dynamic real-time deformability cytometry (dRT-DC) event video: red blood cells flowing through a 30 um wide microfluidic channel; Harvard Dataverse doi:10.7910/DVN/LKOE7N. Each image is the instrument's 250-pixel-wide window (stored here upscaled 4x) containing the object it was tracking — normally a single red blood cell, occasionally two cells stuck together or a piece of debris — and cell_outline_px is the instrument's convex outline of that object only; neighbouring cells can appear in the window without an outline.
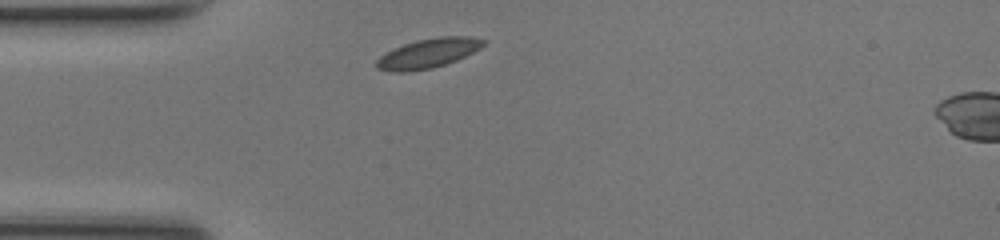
{"species": "common noctule bat (a hibernating species)", "species_latin": "Nyctalus noctula", "temperature_condition": "room temperature", "stored_images_in_passage": 29, "camera_frame_rate_fps": 3000, "um_per_image_px": 0.085, "animal": {"sex": "female", "body_mass_g": 17.0, "forearm_length_mm": 48.0}, "frame": {"image": 1, "passage_image": 1, "time_ms": 0.0, "image_size_px": [1000, 240], "cell_outline_px": [[488, 40], [480, 48], [456, 60], [432, 68], [404, 72], [392, 72], [376, 68], [376, 60], [380, 56], [404, 44], [416, 40], [440, 36], [472, 36]], "centroid_in_image_um": [36.41, 4.52], "position_along_channel_um": 48.6, "area_um2": 18.21}}
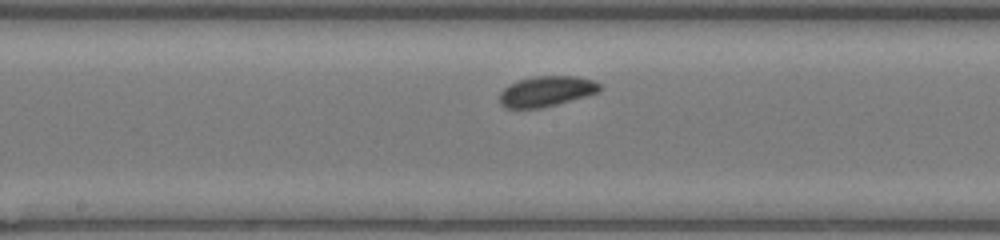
{"frame": {"image": 2, "passage_image": 13, "time_ms": 4.0, "image_size_px": [1000, 240], "cell_outline_px": [[604, 88], [600, 92], [556, 104], [540, 108], [504, 108], [500, 104], [500, 92], [508, 84], [532, 76], [576, 76], [592, 80], [600, 84]], "centroid_in_image_um": [46.45, 7.75], "position_along_channel_um": 201.8, "area_um2": 17.8}}
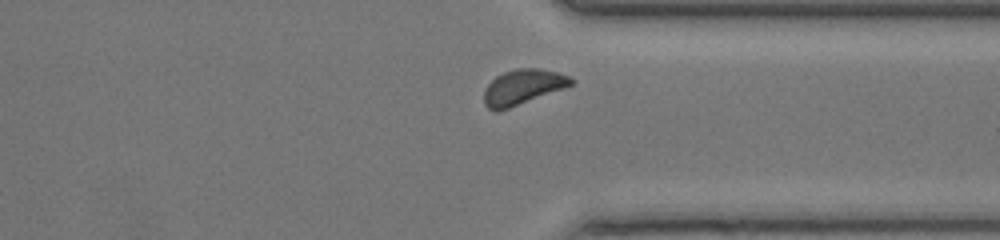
{"frame": {"image": 3, "passage_image": 25, "time_ms": 8.0, "image_size_px": [1000, 240], "cell_outline_px": [[576, 84], [508, 108], [496, 112], [488, 108], [484, 104], [484, 92], [488, 84], [496, 76], [504, 72], [516, 68], [540, 68], [556, 72], [568, 76], [576, 80]], "centroid_in_image_um": [44.46, 7.39], "position_along_channel_um": 366.9, "area_um2": 17.8}, "authors_computed_cell_mechanics": {"area_um2": 17.7446, "velocity_mm_per_s": 4.1544, "shape_relaxation_time_tau1_ms": 1.9196, "shape_relaxation_time_tau2_ms": null, "deformation_change_tau1": 0.0417, "deformation_change_tau2": null}}